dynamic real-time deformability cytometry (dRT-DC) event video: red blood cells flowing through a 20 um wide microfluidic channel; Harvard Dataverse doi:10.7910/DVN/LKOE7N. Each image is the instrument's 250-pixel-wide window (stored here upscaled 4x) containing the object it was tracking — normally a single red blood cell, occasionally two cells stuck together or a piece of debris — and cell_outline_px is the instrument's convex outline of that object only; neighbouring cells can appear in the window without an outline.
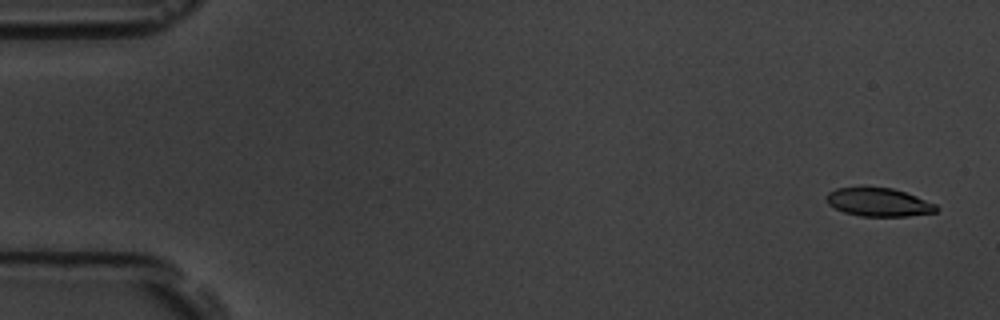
{"species": "common noctule bat (a hibernating species)", "species_latin": "Nyctalus noctula", "temperature_condition": "room temperature", "stored_images_in_passage": 7, "camera_frame_rate_fps": 3000, "um_per_image_px": 0.085, "animal": {"sex": "male", "body_mass_g": 19.5, "forearm_length_mm": 54.6}, "frame": {"image": 1, "passage_image": 1, "time_ms": 0.0, "image_size_px": [1000, 320], "cell_outline_px": [[940, 208], [936, 212], [908, 216], [860, 216], [844, 212], [828, 204], [824, 196], [828, 192], [836, 188], [892, 188], [916, 196], [936, 204]], "centroid_in_image_um": [74.69, 17.2], "position_along_channel_um": 10.3, "area_um2": 18.03}}
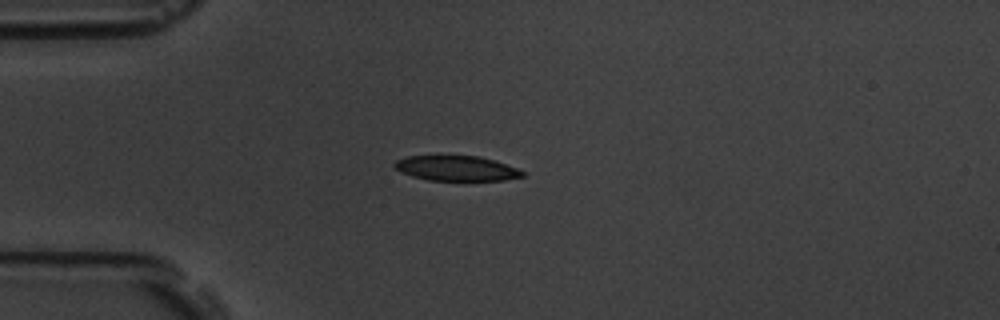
{"frame": {"image": 2, "passage_image": 5, "time_ms": 4.333, "image_size_px": [1000, 320], "cell_outline_px": [[524, 176], [504, 180], [428, 180], [412, 176], [400, 172], [392, 164], [396, 160], [408, 156], [480, 156], [516, 168], [524, 172]], "centroid_in_image_um": [38.76, 14.31], "position_along_channel_um": 46.2, "area_um2": 18.44}}
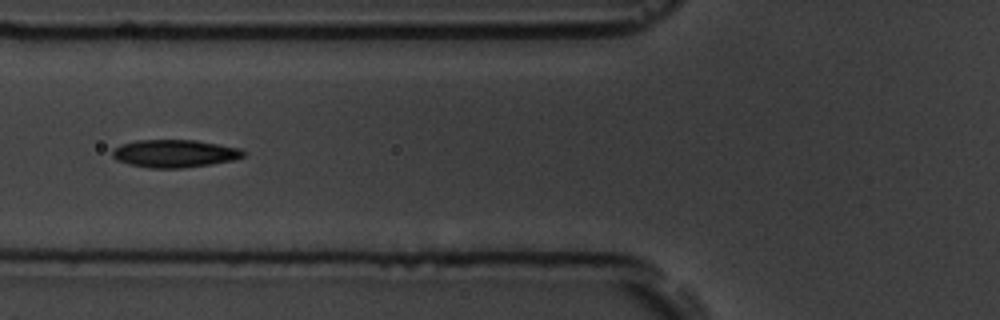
{"frame": {"image": 3, "passage_image": 7, "time_ms": 6.667, "image_size_px": [1000, 320], "cell_outline_px": [[248, 152], [244, 156], [232, 160], [212, 164], [180, 168], [148, 168], [128, 164], [116, 160], [112, 156], [112, 148], [120, 144], [136, 140], [196, 140], [240, 148]], "centroid_in_image_um": [14.82, 13.04], "position_along_channel_um": 111.0, "area_um2": 21.39}}